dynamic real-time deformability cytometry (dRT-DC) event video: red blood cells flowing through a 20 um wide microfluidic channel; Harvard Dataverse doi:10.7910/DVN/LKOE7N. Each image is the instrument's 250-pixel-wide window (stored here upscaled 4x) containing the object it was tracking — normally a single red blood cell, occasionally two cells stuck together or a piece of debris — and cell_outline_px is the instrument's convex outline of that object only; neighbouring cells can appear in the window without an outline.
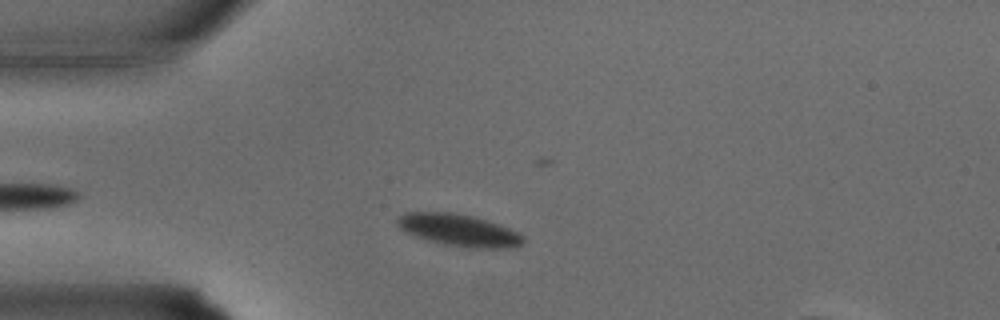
{"species": "common noctule bat (a hibernating species)", "species_latin": "Nyctalus noctula", "temperature_condition": "warm", "stored_images_in_passage": 29, "camera_frame_rate_fps": 3000, "um_per_image_px": 0.085, "animal": {"sex": "male", "body_mass_g": 15.6}, "frame": {"image": 1, "passage_image": 5, "time_ms": 1.333, "image_size_px": [1000, 320], "cell_outline_px": [[524, 244], [508, 248], [472, 248], [444, 244], [428, 240], [416, 236], [400, 228], [396, 224], [396, 220], [404, 212], [452, 212], [472, 216], [508, 228], [524, 236]], "centroid_in_image_um": [38.99, 19.56], "position_along_channel_um": 46.0, "area_um2": 23.18}}
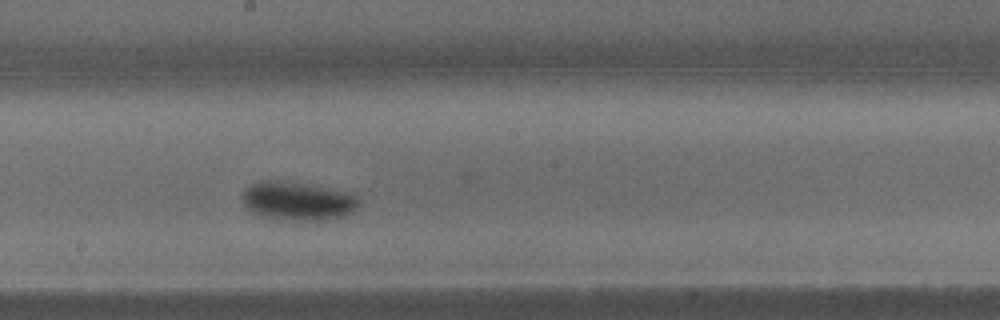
{"frame": {"image": 2, "passage_image": 15, "time_ms": 4.667, "image_size_px": [1000, 320], "cell_outline_px": [[360, 204], [352, 212], [340, 216], [324, 220], [296, 220], [264, 216], [252, 212], [244, 204], [240, 196], [244, 188], [260, 180], [276, 180], [304, 184], [356, 192], [360, 200]], "centroid_in_image_um": [25.33, 17.06], "position_along_channel_um": 222.9, "area_um2": 26.3}}
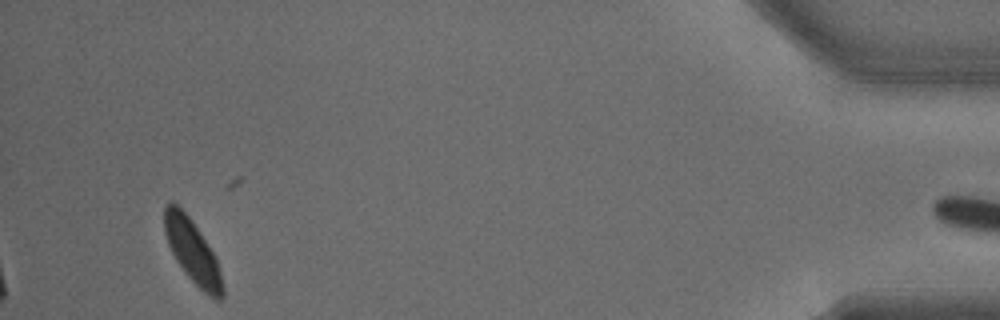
{"frame": {"image": 3, "passage_image": 29, "time_ms": 9.333, "image_size_px": [1000, 320], "cell_outline_px": [[224, 296], [220, 300], [216, 300], [208, 296], [184, 272], [176, 260], [168, 244], [164, 232], [164, 208], [172, 200], [188, 216], [216, 256], [224, 288]], "centroid_in_image_um": [16.37, 21.4], "position_along_channel_um": 418.8, "area_um2": 21.27}}